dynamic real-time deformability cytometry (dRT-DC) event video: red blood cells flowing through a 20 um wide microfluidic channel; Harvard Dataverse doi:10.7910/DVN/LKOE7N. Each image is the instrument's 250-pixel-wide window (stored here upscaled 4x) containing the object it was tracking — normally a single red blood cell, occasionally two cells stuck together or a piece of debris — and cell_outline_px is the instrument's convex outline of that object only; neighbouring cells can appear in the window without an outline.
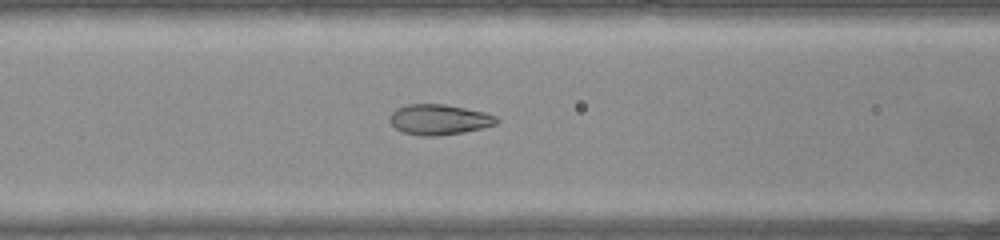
{"species": "common noctule bat (a hibernating species)", "species_latin": "Nyctalus noctula", "temperature_condition": "warm", "stored_images_in_passage": 37, "camera_frame_rate_fps": 3000, "um_per_image_px": 0.085, "animal": {"sex": "female", "body_mass_g": 22.0, "forearm_length_mm": 56.7}, "frame": {"image": 1, "passage_image": 14, "time_ms": 4.333, "image_size_px": [1000, 240], "cell_outline_px": [[500, 120], [496, 124], [464, 132], [436, 136], [420, 136], [404, 132], [396, 128], [388, 120], [388, 116], [396, 108], [408, 104], [444, 104], [484, 112], [496, 116]], "centroid_in_image_um": [37.3, 10.16], "position_along_channel_um": 129.3, "area_um2": 18.9}}
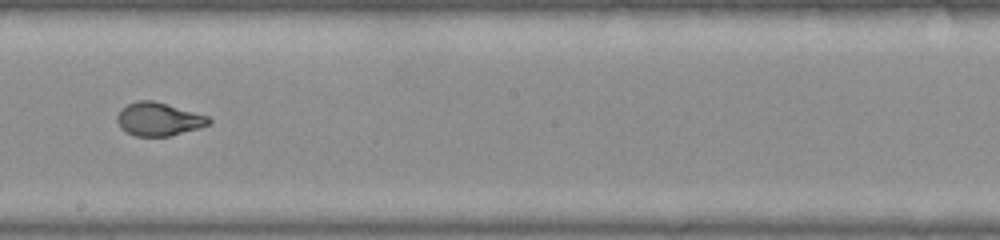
{"frame": {"image": 2, "passage_image": 22, "time_ms": 7.0, "image_size_px": [1000, 240], "cell_outline_px": [[212, 120], [208, 124], [200, 128], [168, 136], [136, 136], [120, 128], [116, 120], [116, 116], [120, 108], [136, 100], [152, 100], [208, 116]], "centroid_in_image_um": [13.44, 10.12], "position_along_channel_um": 234.8, "area_um2": 17.69}}
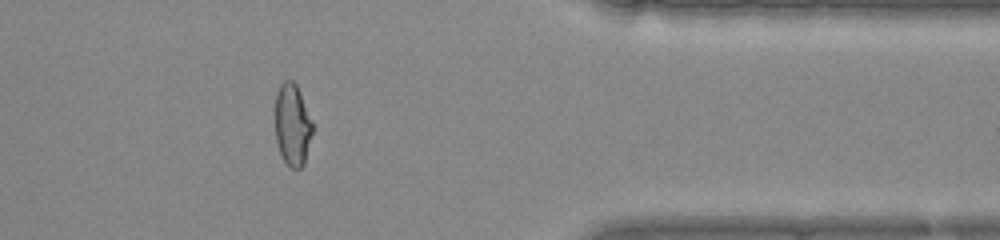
{"frame": {"image": 3, "passage_image": 35, "time_ms": 11.333, "image_size_px": [1000, 240], "cell_outline_px": [[312, 132], [304, 164], [300, 168], [292, 168], [284, 160], [280, 152], [276, 140], [276, 92], [280, 84], [284, 80], [292, 80], [296, 84], [300, 92], [312, 120]], "centroid_in_image_um": [24.86, 10.58], "position_along_channel_um": 386.5, "area_um2": 17.63}, "authors_computed_cell_mechanics": {"area_um2": 18.3804, "velocity_mm_per_s": 3.9655, "shape_relaxation_time_tau1_ms": 8.9377, "shape_relaxation_time_tau2_ms": null, "deformation_change_tau1": 0.2912, "deformation_change_tau2": null}}